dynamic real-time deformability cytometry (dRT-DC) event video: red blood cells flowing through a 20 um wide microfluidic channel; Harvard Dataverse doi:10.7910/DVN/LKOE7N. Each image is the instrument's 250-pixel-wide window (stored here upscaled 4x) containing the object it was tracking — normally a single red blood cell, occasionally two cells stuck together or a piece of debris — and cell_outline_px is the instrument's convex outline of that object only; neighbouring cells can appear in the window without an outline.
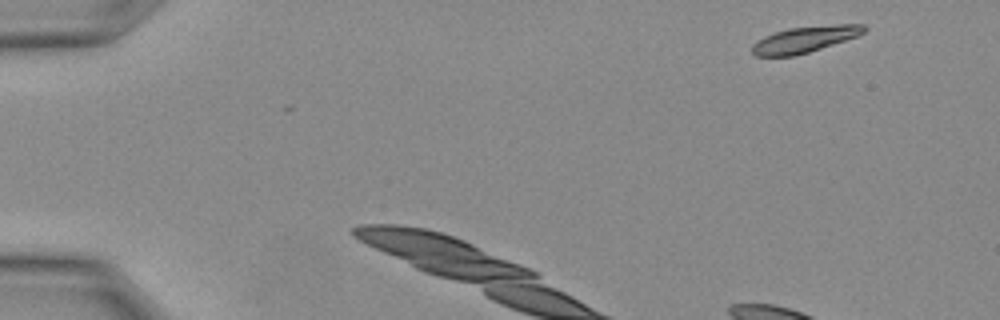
{"species": "Egyptian fruit bat (a non-hibernating species)", "species_latin": "Rousettus aegyptiacus", "temperature_condition": "warm", "stored_images_in_passage": 9, "camera_frame_rate_fps": 3000, "um_per_image_px": 0.085, "animal": {"sex": "female"}, "frame": {"image": 1, "passage_image": 1, "time_ms": 0.0, "image_size_px": [1000, 320], "cell_outline_px": [[868, 28], [864, 32], [856, 36], [808, 52], [792, 56], [756, 56], [752, 52], [752, 44], [756, 40], [764, 36], [788, 28], [836, 24], [864, 24]], "centroid_in_image_um": [68.38, 3.34], "position_along_channel_um": 16.6, "area_um2": 16.88}}
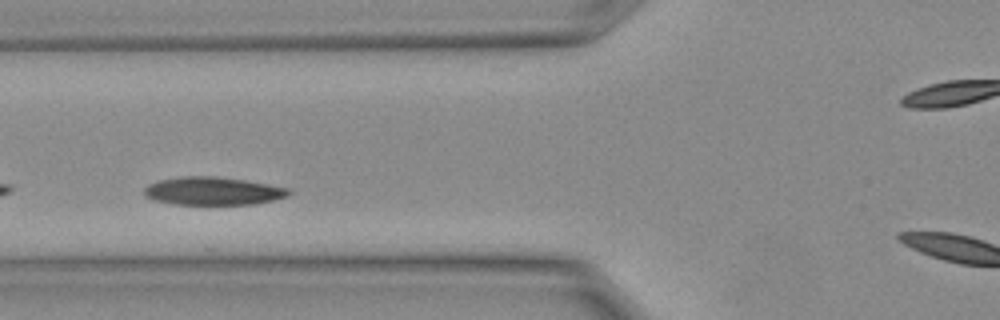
{"frame": {"image": 2, "passage_image": 6, "time_ms": 1.667, "image_size_px": [1000, 320], "cell_outline_px": [[292, 192], [288, 196], [256, 204], [172, 204], [152, 200], [144, 196], [144, 188], [148, 184], [160, 180], [184, 176], [216, 176], [244, 180], [292, 188]], "centroid_in_image_um": [18.1, 16.24], "position_along_channel_um": 107.7, "area_um2": 23.76}}